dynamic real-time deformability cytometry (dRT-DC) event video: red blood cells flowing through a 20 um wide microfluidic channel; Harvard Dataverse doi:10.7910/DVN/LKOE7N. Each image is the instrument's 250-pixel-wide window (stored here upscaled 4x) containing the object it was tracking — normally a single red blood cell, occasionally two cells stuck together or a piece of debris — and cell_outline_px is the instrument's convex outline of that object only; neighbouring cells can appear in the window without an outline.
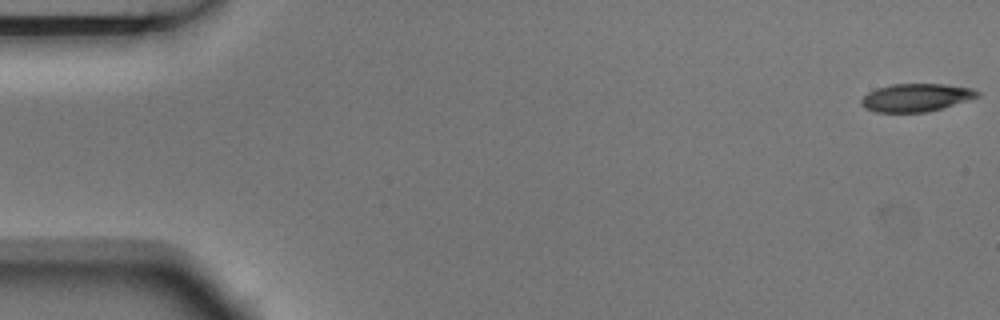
{"species": "Egyptian fruit bat (a non-hibernating species)", "species_latin": "Rousettus aegyptiacus", "temperature_condition": "room temperature", "stored_images_in_passage": 5, "camera_frame_rate_fps": 3000, "um_per_image_px": 0.085, "animal": {"sex": "male"}, "frame": {"image": 1, "passage_image": 1, "time_ms": 0.0, "image_size_px": [1000, 320], "cell_outline_px": [[980, 96], [940, 108], [924, 112], [876, 112], [864, 108], [860, 104], [860, 100], [868, 92], [876, 88], [892, 84], [944, 84], [972, 88], [980, 92]], "centroid_in_image_um": [77.82, 8.28], "position_along_channel_um": 7.2, "area_um2": 18.79}}
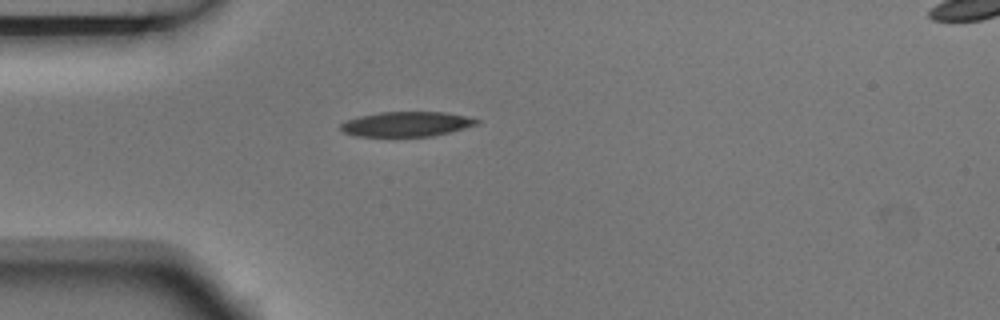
{"frame": {"image": 2, "passage_image": 4, "time_ms": 1.0, "image_size_px": [1000, 320], "cell_outline_px": [[480, 120], [476, 124], [464, 128], [432, 136], [356, 136], [344, 132], [340, 128], [340, 124], [348, 120], [360, 116], [380, 112], [444, 112], [468, 116]], "centroid_in_image_um": [34.55, 10.54], "position_along_channel_um": 50.4, "area_um2": 19.48}}